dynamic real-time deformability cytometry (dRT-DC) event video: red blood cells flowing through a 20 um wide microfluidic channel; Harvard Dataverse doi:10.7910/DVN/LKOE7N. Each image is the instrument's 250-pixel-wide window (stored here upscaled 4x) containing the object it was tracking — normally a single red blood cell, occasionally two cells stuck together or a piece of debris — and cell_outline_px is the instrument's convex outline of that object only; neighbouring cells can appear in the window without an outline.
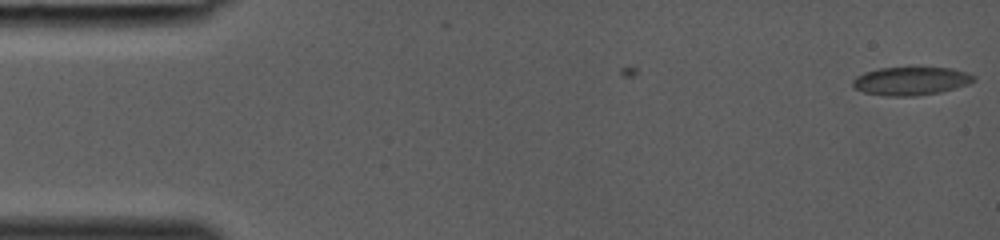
{"species": "common noctule bat (a hibernating species)", "species_latin": "Nyctalus noctula", "temperature_condition": "room temperature", "stored_images_in_passage": 6, "camera_frame_rate_fps": 3000, "um_per_image_px": 0.085, "animal": {"sex": "female", "body_mass_g": 19.0, "forearm_length_mm": 53.3}, "frame": {"image": 1, "passage_image": 1, "time_ms": 0.0, "image_size_px": [1000, 240], "cell_outline_px": [[976, 80], [968, 84], [940, 92], [912, 96], [888, 96], [864, 92], [856, 88], [852, 84], [852, 80], [856, 76], [864, 72], [880, 68], [952, 68], [968, 72], [976, 76]], "centroid_in_image_um": [77.45, 6.88], "position_along_channel_um": 7.6, "area_um2": 19.83}}